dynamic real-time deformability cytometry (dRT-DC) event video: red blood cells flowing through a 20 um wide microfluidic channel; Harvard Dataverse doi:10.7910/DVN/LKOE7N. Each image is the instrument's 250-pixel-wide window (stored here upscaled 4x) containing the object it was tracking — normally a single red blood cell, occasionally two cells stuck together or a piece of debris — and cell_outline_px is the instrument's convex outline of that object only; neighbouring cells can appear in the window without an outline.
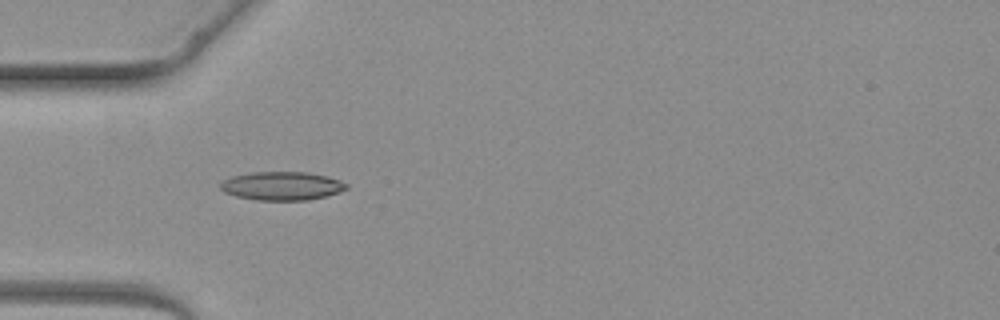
{"species": "common noctule bat (a hibernating species)", "species_latin": "Nyctalus noctula", "temperature_condition": "warm", "stored_images_in_passage": 3, "camera_frame_rate_fps": 3000, "um_per_image_px": 0.085, "animal": {"sex": "female", "body_mass_g": 19.3, "forearm_length_mm": 54.1}, "frame": {"image": 1, "passage_image": 3, "time_ms": 2.333, "image_size_px": [1000, 320], "cell_outline_px": [[348, 188], [328, 196], [308, 200], [256, 200], [236, 196], [224, 192], [220, 188], [220, 184], [224, 180], [232, 176], [252, 172], [308, 172], [328, 176], [340, 180], [348, 184]], "centroid_in_image_um": [23.99, 15.8], "position_along_channel_um": 61.0, "area_um2": 21.04}}